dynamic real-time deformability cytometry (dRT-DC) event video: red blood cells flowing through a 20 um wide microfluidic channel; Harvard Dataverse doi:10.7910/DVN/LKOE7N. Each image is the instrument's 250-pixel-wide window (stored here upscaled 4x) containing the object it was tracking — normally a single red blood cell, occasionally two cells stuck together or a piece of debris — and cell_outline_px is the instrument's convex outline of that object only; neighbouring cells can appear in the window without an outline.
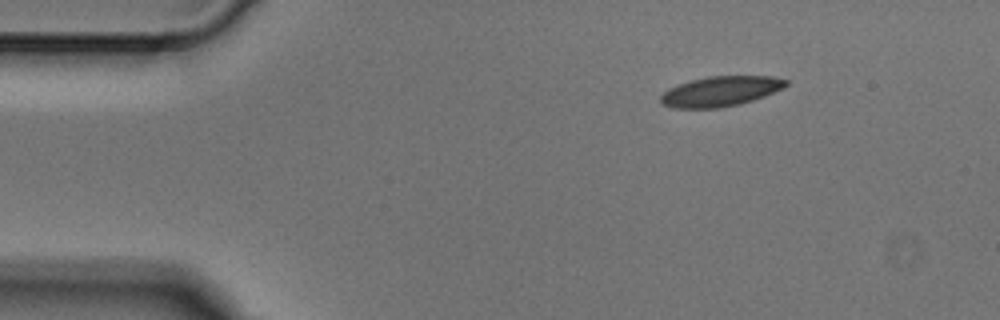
{"species": "Egyptian fruit bat (a non-hibernating species)", "species_latin": "Rousettus aegyptiacus", "temperature_condition": "cold", "stored_images_in_passage": 6, "camera_frame_rate_fps": 3000, "um_per_image_px": 0.085, "animal": {"sex": "male"}, "frame": {"image": 1, "passage_image": 1, "time_ms": 0.0, "image_size_px": [1000, 320], "cell_outline_px": [[788, 84], [764, 96], [740, 104], [720, 108], [672, 108], [664, 104], [660, 100], [660, 96], [668, 88], [692, 80], [708, 76], [772, 76], [788, 80]], "centroid_in_image_um": [61.22, 7.76], "position_along_channel_um": 23.8, "area_um2": 21.73}}
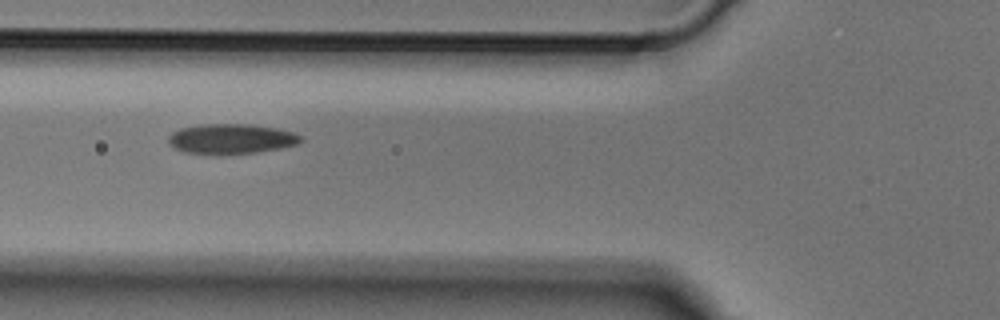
{"frame": {"image": 2, "passage_image": 4, "time_ms": 1.0, "image_size_px": [1000, 320], "cell_outline_px": [[304, 140], [300, 144], [280, 148], [256, 152], [220, 156], [216, 156], [184, 152], [176, 148], [168, 140], [168, 136], [172, 132], [180, 128], [204, 124], [248, 124], [276, 128], [292, 132], [304, 136]], "centroid_in_image_um": [19.68, 11.82], "position_along_channel_um": 106.1, "area_um2": 23.58}}
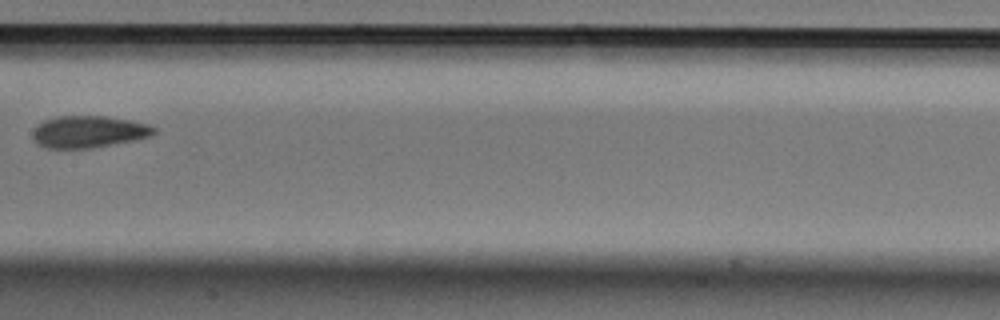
{"frame": {"image": 3, "passage_image": 6, "time_ms": 1.667, "image_size_px": [1000, 320], "cell_outline_px": [[156, 132], [152, 136], [136, 140], [92, 148], [44, 148], [36, 144], [32, 136], [32, 132], [44, 120], [56, 116], [108, 116], [132, 120], [148, 124], [156, 128]], "centroid_in_image_um": [7.56, 11.2], "position_along_channel_um": 199.8, "area_um2": 22.83}}